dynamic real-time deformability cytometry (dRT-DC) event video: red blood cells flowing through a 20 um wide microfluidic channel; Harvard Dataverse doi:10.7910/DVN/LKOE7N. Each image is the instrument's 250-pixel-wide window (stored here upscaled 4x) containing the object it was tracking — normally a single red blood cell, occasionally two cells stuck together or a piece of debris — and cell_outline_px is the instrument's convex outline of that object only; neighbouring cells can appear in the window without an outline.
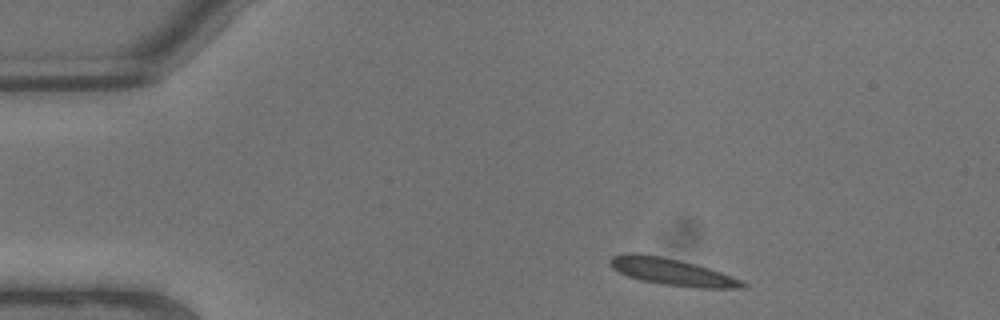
{"species": "common noctule bat (a hibernating species)", "species_latin": "Nyctalus noctula", "temperature_condition": "warm", "stored_images_in_passage": 5, "camera_frame_rate_fps": 3000, "um_per_image_px": 0.085, "animal": {"sex": "male", "body_mass_g": 13.3}, "frame": {"image": 1, "passage_image": 1, "time_ms": 0.0, "image_size_px": [1000, 320], "cell_outline_px": [[748, 284], [744, 288], [696, 288], [660, 284], [640, 280], [628, 276], [612, 268], [608, 260], [612, 256], [636, 252], [640, 252], [680, 260], [696, 264], [720, 272], [740, 280]], "centroid_in_image_um": [57.09, 23.11], "position_along_channel_um": 27.9, "area_um2": 20.75}}
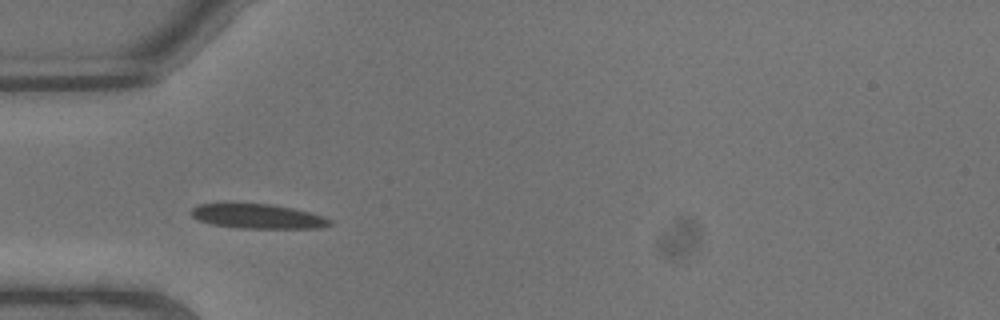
{"frame": {"image": 2, "passage_image": 4, "time_ms": 1.0, "image_size_px": [1000, 320], "cell_outline_px": [[332, 224], [320, 228], [240, 228], [212, 224], [200, 220], [192, 216], [192, 208], [200, 204], [232, 200], [268, 204], [292, 208], [324, 216], [332, 220]], "centroid_in_image_um": [21.86, 18.34], "position_along_channel_um": 63.1, "area_um2": 20.46}}
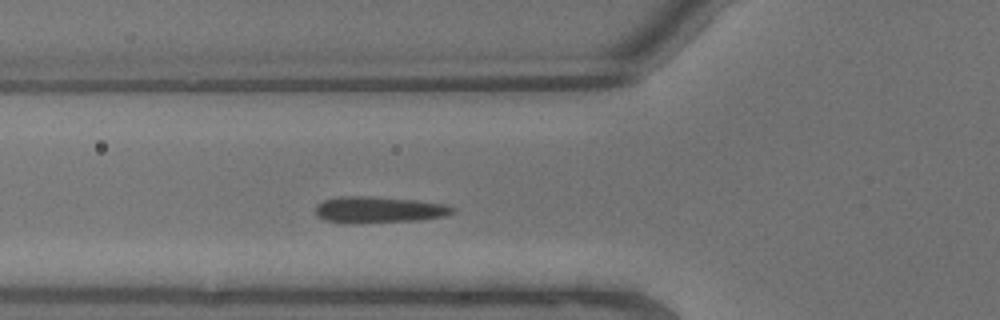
{"frame": {"image": 3, "passage_image": 5, "time_ms": 1.333, "image_size_px": [1000, 320], "cell_outline_px": [[456, 212], [444, 216], [416, 220], [324, 220], [316, 216], [316, 204], [324, 200], [340, 196], [364, 196], [412, 200], [444, 204], [456, 208]], "centroid_in_image_um": [32.24, 17.77], "position_along_channel_um": 93.6, "area_um2": 19.71}}